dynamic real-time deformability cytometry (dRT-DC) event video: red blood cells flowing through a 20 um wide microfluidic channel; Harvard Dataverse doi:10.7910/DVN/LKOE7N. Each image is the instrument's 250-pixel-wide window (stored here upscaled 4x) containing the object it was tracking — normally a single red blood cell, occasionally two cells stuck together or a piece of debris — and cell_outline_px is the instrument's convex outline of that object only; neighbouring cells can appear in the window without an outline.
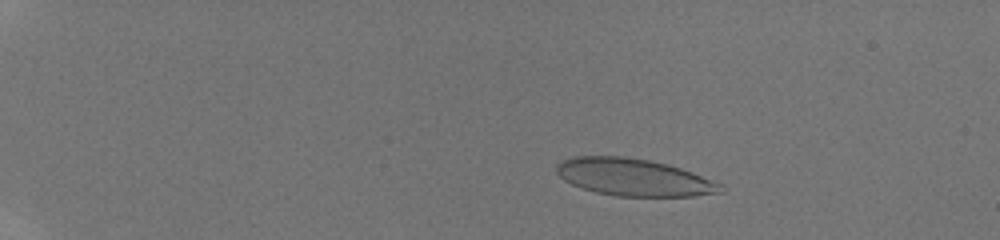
{"species": "human", "species_latin": "Homo sapiens", "temperature_condition": "room temperature", "stored_images_in_passage": 10, "camera_frame_rate_fps": 3000, "um_per_image_px": 0.085, "donor": {"sex": "male"}, "frame": {"image": 1, "passage_image": 4, "time_ms": 3.333, "image_size_px": [1000, 240], "cell_outline_px": [[724, 192], [692, 196], [616, 196], [596, 192], [580, 188], [564, 180], [556, 172], [556, 164], [564, 160], [576, 156], [624, 156], [648, 160], [668, 164], [692, 172], [724, 184]], "centroid_in_image_um": [53.89, 15.07], "position_along_channel_um": 31.1, "area_um2": 35.66}}
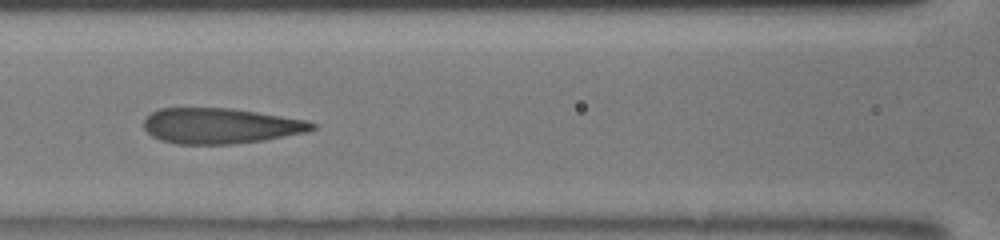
{"frame": {"image": 2, "passage_image": 9, "time_ms": 9.0, "image_size_px": [1000, 240], "cell_outline_px": [[316, 128], [308, 132], [264, 140], [232, 144], [176, 144], [160, 140], [152, 136], [144, 128], [144, 120], [152, 112], [160, 108], [232, 108], [308, 120], [316, 124]], "centroid_in_image_um": [18.76, 10.7], "position_along_channel_um": 147.8, "area_um2": 34.97}}
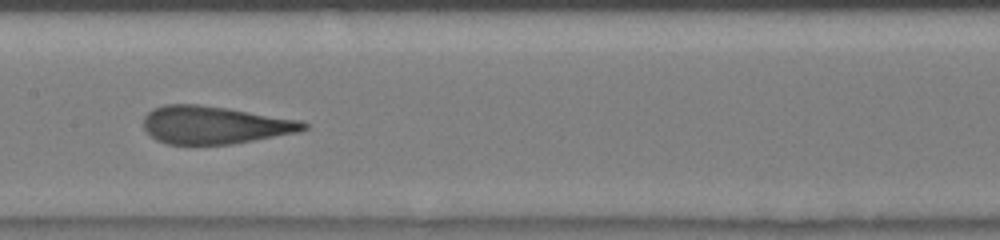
{"frame": {"image": 3, "passage_image": 10, "time_ms": 10.0, "image_size_px": [1000, 240], "cell_outline_px": [[308, 128], [296, 132], [232, 144], [168, 144], [156, 140], [144, 128], [144, 116], [152, 108], [164, 104], [196, 104], [228, 108], [300, 120], [308, 124]], "centroid_in_image_um": [18.21, 10.61], "position_along_channel_um": 189.2, "area_um2": 35.03}}